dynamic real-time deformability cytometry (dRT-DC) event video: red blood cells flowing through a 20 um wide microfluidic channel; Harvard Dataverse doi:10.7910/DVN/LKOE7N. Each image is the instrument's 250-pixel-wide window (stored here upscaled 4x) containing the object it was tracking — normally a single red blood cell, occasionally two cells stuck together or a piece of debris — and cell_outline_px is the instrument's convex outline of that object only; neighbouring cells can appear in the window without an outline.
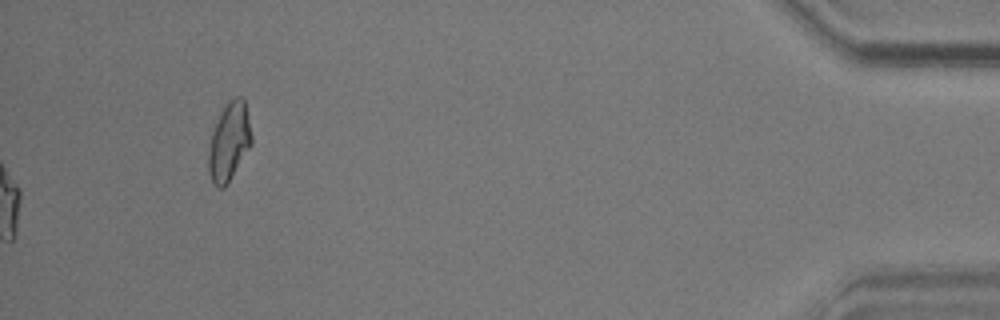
{"species": "common noctule bat (a hibernating species)", "species_latin": "Nyctalus noctula", "temperature_condition": "warm", "stored_images_in_passage": 57, "camera_frame_rate_fps": 3000, "um_per_image_px": 0.085, "animal": {"sex": "male", "body_mass_g": 17.9}, "frame": {"image": 1, "passage_image": 57, "time_ms": 18.667, "image_size_px": [1000, 320], "cell_outline_px": [[252, 144], [228, 184], [224, 188], [216, 188], [212, 184], [208, 172], [208, 152], [212, 132], [220, 112], [232, 96], [244, 96], [252, 136]], "centroid_in_image_um": [19.47, 12.06], "position_along_channel_um": 415.7, "area_um2": 20.0}, "authors_computed_cell_mechanics": {"area_um2": 20.4612, "velocity_mm_per_s": 3.6314, "shape_relaxation_time_tau1_ms": 8.5357, "shape_relaxation_time_tau2_ms": 1.4091, "deformation_change_tau1": 0.2094, "deformation_change_tau2": 0.0702}}